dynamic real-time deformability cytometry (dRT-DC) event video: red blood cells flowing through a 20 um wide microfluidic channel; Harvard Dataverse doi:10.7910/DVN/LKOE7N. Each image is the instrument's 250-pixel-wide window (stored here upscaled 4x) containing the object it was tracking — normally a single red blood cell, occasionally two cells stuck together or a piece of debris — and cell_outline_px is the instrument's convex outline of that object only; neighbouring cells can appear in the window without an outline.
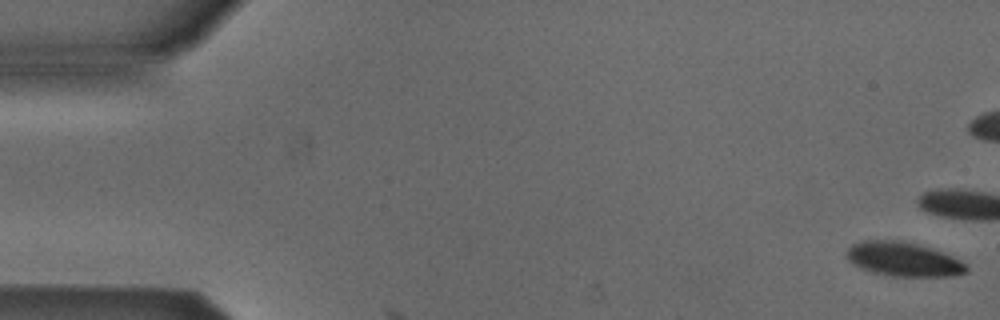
{"species": "Egyptian fruit bat (a non-hibernating species)", "species_latin": "Rousettus aegyptiacus", "temperature_condition": "cold", "stored_images_in_passage": 3, "camera_frame_rate_fps": 3000, "um_per_image_px": 0.085, "animal": {"sex": "male"}, "frame": {"image": 1, "passage_image": 1, "time_ms": 0.0, "image_size_px": [1000, 320], "cell_outline_px": [[968, 272], [952, 276], [892, 276], [872, 272], [860, 268], [852, 264], [848, 260], [844, 252], [852, 244], [864, 240], [900, 240], [928, 248], [952, 256], [960, 260], [968, 268]], "centroid_in_image_um": [76.73, 22.04], "position_along_channel_um": 8.3, "area_um2": 23.7}}